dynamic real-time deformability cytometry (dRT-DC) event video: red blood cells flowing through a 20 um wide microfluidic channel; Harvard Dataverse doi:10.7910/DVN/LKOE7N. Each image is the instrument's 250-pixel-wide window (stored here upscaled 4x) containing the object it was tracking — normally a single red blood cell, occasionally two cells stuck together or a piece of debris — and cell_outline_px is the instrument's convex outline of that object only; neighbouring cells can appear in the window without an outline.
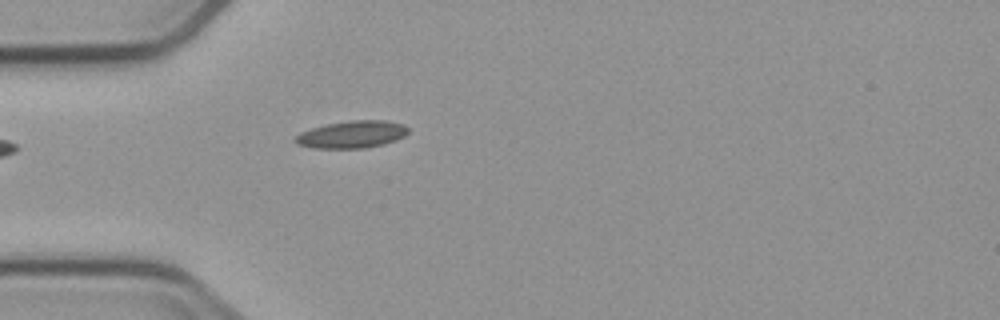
{"species": "common noctule bat (a hibernating species)", "species_latin": "Nyctalus noctula", "temperature_condition": "cold", "stored_images_in_passage": 1, "camera_frame_rate_fps": 3000, "um_per_image_px": 0.085, "animal": {"sex": "male", "body_mass_g": 23.1, "forearm_length_mm": 52.7}, "frame": {"image": 1, "passage_image": 1, "time_ms": 0.0, "image_size_px": [1000, 320], "cell_outline_px": [[408, 132], [404, 136], [396, 140], [384, 144], [364, 148], [316, 148], [296, 144], [292, 140], [300, 132], [324, 124], [352, 120], [384, 120], [404, 124], [408, 128]], "centroid_in_image_um": [29.9, 11.42], "position_along_channel_um": 55.1, "area_um2": 18.03}}